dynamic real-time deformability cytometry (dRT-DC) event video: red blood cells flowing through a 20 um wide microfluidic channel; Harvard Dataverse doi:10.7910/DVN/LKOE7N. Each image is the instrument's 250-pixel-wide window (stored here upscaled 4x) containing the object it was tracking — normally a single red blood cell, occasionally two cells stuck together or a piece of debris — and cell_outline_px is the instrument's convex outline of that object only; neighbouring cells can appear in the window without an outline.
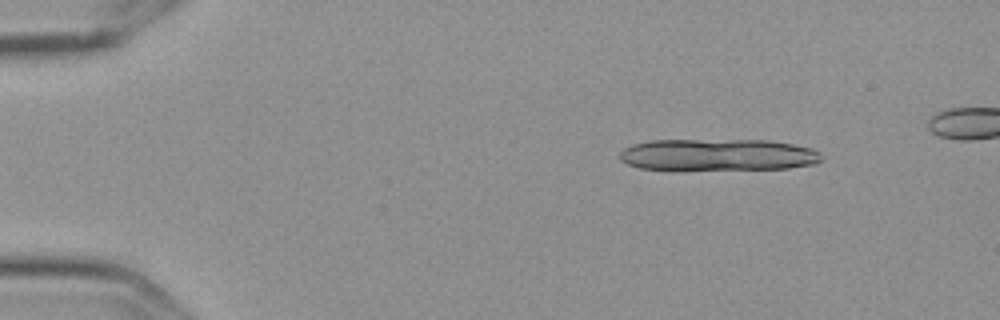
{"species": "Egyptian fruit bat (a non-hibernating species)", "species_latin": "Rousettus aegyptiacus", "temperature_condition": "cold", "stored_images_in_passage": 15, "camera_frame_rate_fps": 3000, "um_per_image_px": 0.085, "frame": {"image": 1, "passage_image": 7, "time_ms": 2.0, "image_size_px": [1000, 320], "cell_outline_px": [[820, 160], [816, 164], [788, 168], [640, 168], [628, 164], [620, 160], [620, 152], [624, 148], [632, 144], [648, 140], [768, 140], [792, 144], [812, 148], [820, 152]], "centroid_in_image_um": [61.03, 13.13], "position_along_channel_um": 24.0, "area_um2": 36.7}}